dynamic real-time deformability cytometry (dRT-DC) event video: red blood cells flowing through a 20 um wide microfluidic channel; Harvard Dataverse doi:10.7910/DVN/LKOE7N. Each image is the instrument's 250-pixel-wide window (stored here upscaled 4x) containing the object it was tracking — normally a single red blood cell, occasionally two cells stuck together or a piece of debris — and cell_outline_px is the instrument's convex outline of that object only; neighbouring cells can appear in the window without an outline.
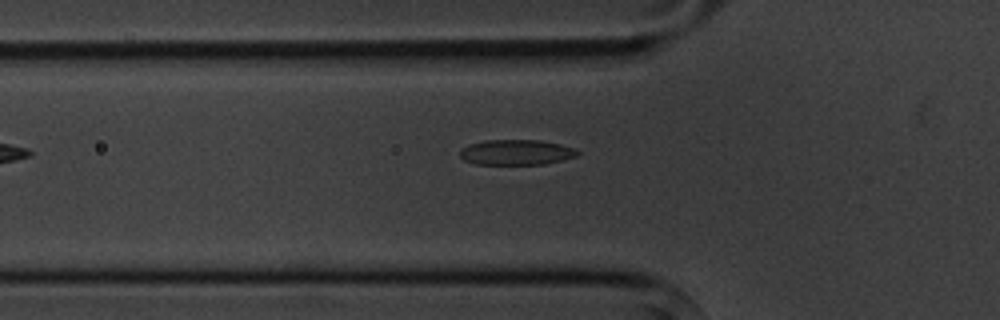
{"species": "common noctule bat (a hibernating species)", "species_latin": "Nyctalus noctula", "temperature_condition": "cold", "stored_images_in_passage": 6, "camera_frame_rate_fps": 3000, "um_per_image_px": 0.085, "animal": {"sex": "male", "body_mass_g": 20.1, "forearm_length_mm": 53.5}, "frame": {"image": 1, "passage_image": 5, "time_ms": 4.667, "image_size_px": [1000, 320], "cell_outline_px": [[580, 152], [576, 156], [544, 164], [476, 164], [464, 160], [460, 156], [460, 148], [468, 144], [484, 140], [540, 140], [560, 144], [572, 148]], "centroid_in_image_um": [43.83, 12.94], "position_along_channel_um": 82.0, "area_um2": 17.28}}
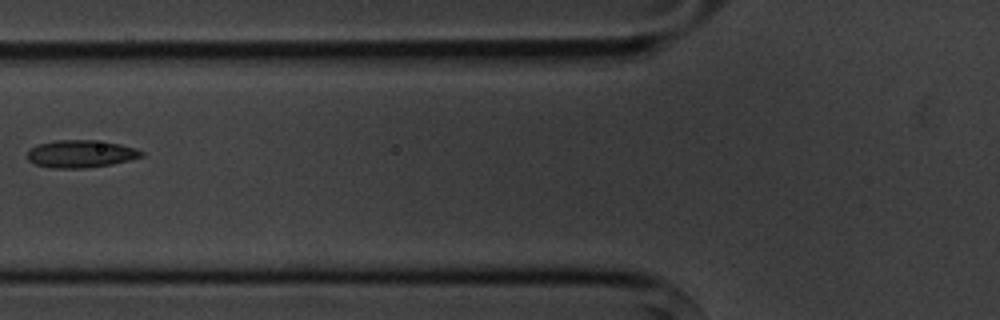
{"frame": {"image": 2, "passage_image": 6, "time_ms": 5.667, "image_size_px": [1000, 320], "cell_outline_px": [[144, 156], [112, 164], [84, 168], [52, 168], [36, 164], [28, 160], [28, 152], [36, 144], [56, 140], [92, 140], [120, 144], [136, 148], [144, 152]], "centroid_in_image_um": [6.87, 13.07], "position_along_channel_um": 118.9, "area_um2": 18.21}}